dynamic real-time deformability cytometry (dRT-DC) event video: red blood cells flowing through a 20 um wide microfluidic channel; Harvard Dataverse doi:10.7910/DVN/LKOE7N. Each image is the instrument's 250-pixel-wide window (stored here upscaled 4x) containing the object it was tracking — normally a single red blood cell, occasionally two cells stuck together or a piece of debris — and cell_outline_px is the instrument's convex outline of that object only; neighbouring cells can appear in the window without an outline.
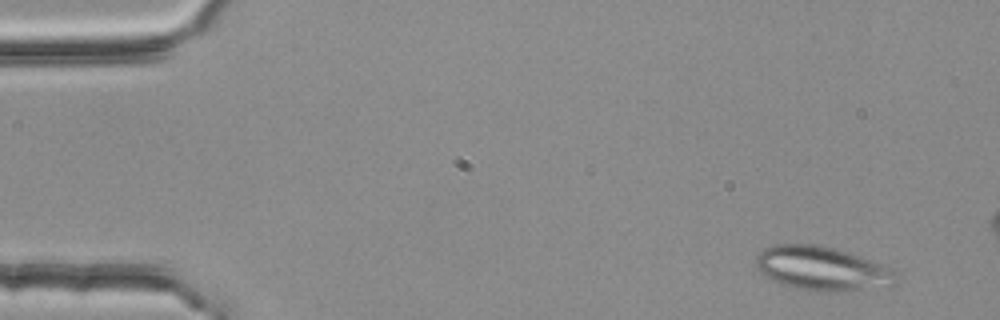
{"species": "common noctule bat (a hibernating species)", "species_latin": "Nyctalus noctula", "temperature_condition": "room temperature", "stored_images_in_passage": 4, "camera_frame_rate_fps": 3000, "um_per_image_px": 0.085, "animal": {"sex": "female", "body_mass_g": 25.1}, "frame": {"image": 1, "passage_image": 1, "time_ms": 0.0, "image_size_px": [1000, 320], "cell_outline_px": [[900, 284], [892, 288], [840, 292], [824, 292], [796, 288], [772, 280], [764, 276], [756, 268], [756, 256], [764, 248], [776, 244], [812, 244], [836, 248], [884, 264], [892, 268], [900, 276]], "centroid_in_image_um": [70.02, 22.86], "position_along_channel_um": 15.0, "area_um2": 37.05}}